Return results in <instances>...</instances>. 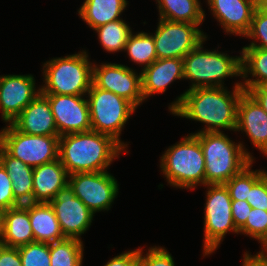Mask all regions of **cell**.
Wrapping results in <instances>:
<instances>
[{"label":"cell","mask_w":267,"mask_h":266,"mask_svg":"<svg viewBox=\"0 0 267 266\" xmlns=\"http://www.w3.org/2000/svg\"><path fill=\"white\" fill-rule=\"evenodd\" d=\"M233 87V92L224 87L186 90L169 105L170 113L204 123L206 128L197 133L235 131L238 102L245 90L242 82Z\"/></svg>","instance_id":"obj_1"},{"label":"cell","mask_w":267,"mask_h":266,"mask_svg":"<svg viewBox=\"0 0 267 266\" xmlns=\"http://www.w3.org/2000/svg\"><path fill=\"white\" fill-rule=\"evenodd\" d=\"M3 143H2V140H1V137H0V164H1V155H2V151H3Z\"/></svg>","instance_id":"obj_44"},{"label":"cell","mask_w":267,"mask_h":266,"mask_svg":"<svg viewBox=\"0 0 267 266\" xmlns=\"http://www.w3.org/2000/svg\"><path fill=\"white\" fill-rule=\"evenodd\" d=\"M21 205L13 195L12 181L0 164V210L5 211Z\"/></svg>","instance_id":"obj_36"},{"label":"cell","mask_w":267,"mask_h":266,"mask_svg":"<svg viewBox=\"0 0 267 266\" xmlns=\"http://www.w3.org/2000/svg\"><path fill=\"white\" fill-rule=\"evenodd\" d=\"M232 218L235 224V227L239 230L248 219L252 207L247 201L232 200Z\"/></svg>","instance_id":"obj_37"},{"label":"cell","mask_w":267,"mask_h":266,"mask_svg":"<svg viewBox=\"0 0 267 266\" xmlns=\"http://www.w3.org/2000/svg\"><path fill=\"white\" fill-rule=\"evenodd\" d=\"M159 17L169 21L188 22L201 25L205 11L199 0H156Z\"/></svg>","instance_id":"obj_25"},{"label":"cell","mask_w":267,"mask_h":266,"mask_svg":"<svg viewBox=\"0 0 267 266\" xmlns=\"http://www.w3.org/2000/svg\"><path fill=\"white\" fill-rule=\"evenodd\" d=\"M241 53V78L244 79L242 83L244 90L247 92L251 87L258 85L267 86V50L243 47ZM249 74L256 79L248 78Z\"/></svg>","instance_id":"obj_26"},{"label":"cell","mask_w":267,"mask_h":266,"mask_svg":"<svg viewBox=\"0 0 267 266\" xmlns=\"http://www.w3.org/2000/svg\"><path fill=\"white\" fill-rule=\"evenodd\" d=\"M41 92L35 78L29 75L0 76V109L2 120L11 123Z\"/></svg>","instance_id":"obj_15"},{"label":"cell","mask_w":267,"mask_h":266,"mask_svg":"<svg viewBox=\"0 0 267 266\" xmlns=\"http://www.w3.org/2000/svg\"><path fill=\"white\" fill-rule=\"evenodd\" d=\"M42 94L86 95L91 88L93 63L87 51L53 58L43 64Z\"/></svg>","instance_id":"obj_4"},{"label":"cell","mask_w":267,"mask_h":266,"mask_svg":"<svg viewBox=\"0 0 267 266\" xmlns=\"http://www.w3.org/2000/svg\"><path fill=\"white\" fill-rule=\"evenodd\" d=\"M87 94L91 130L113 137L126 148L128 145L121 142L120 134L136 108L126 99L93 83Z\"/></svg>","instance_id":"obj_7"},{"label":"cell","mask_w":267,"mask_h":266,"mask_svg":"<svg viewBox=\"0 0 267 266\" xmlns=\"http://www.w3.org/2000/svg\"><path fill=\"white\" fill-rule=\"evenodd\" d=\"M104 266H139L138 249L113 257Z\"/></svg>","instance_id":"obj_38"},{"label":"cell","mask_w":267,"mask_h":266,"mask_svg":"<svg viewBox=\"0 0 267 266\" xmlns=\"http://www.w3.org/2000/svg\"><path fill=\"white\" fill-rule=\"evenodd\" d=\"M184 79L183 59H157L141 70L142 94L146 98L166 91L175 80Z\"/></svg>","instance_id":"obj_19"},{"label":"cell","mask_w":267,"mask_h":266,"mask_svg":"<svg viewBox=\"0 0 267 266\" xmlns=\"http://www.w3.org/2000/svg\"><path fill=\"white\" fill-rule=\"evenodd\" d=\"M43 95L49 100L59 136L91 130L89 104L85 95Z\"/></svg>","instance_id":"obj_14"},{"label":"cell","mask_w":267,"mask_h":266,"mask_svg":"<svg viewBox=\"0 0 267 266\" xmlns=\"http://www.w3.org/2000/svg\"><path fill=\"white\" fill-rule=\"evenodd\" d=\"M68 184L93 214L108 211L118 195V183L108 171L85 172L69 175Z\"/></svg>","instance_id":"obj_11"},{"label":"cell","mask_w":267,"mask_h":266,"mask_svg":"<svg viewBox=\"0 0 267 266\" xmlns=\"http://www.w3.org/2000/svg\"><path fill=\"white\" fill-rule=\"evenodd\" d=\"M69 174L60 159L33 169V202L50 203L56 193L68 184Z\"/></svg>","instance_id":"obj_20"},{"label":"cell","mask_w":267,"mask_h":266,"mask_svg":"<svg viewBox=\"0 0 267 266\" xmlns=\"http://www.w3.org/2000/svg\"><path fill=\"white\" fill-rule=\"evenodd\" d=\"M2 229H3V211L0 210V245L2 239Z\"/></svg>","instance_id":"obj_43"},{"label":"cell","mask_w":267,"mask_h":266,"mask_svg":"<svg viewBox=\"0 0 267 266\" xmlns=\"http://www.w3.org/2000/svg\"><path fill=\"white\" fill-rule=\"evenodd\" d=\"M127 51L129 58L136 64L144 65L146 68L157 60L155 42L153 35L146 32H132L125 45L124 52Z\"/></svg>","instance_id":"obj_28"},{"label":"cell","mask_w":267,"mask_h":266,"mask_svg":"<svg viewBox=\"0 0 267 266\" xmlns=\"http://www.w3.org/2000/svg\"><path fill=\"white\" fill-rule=\"evenodd\" d=\"M239 233L259 241L262 244V251L259 252H263L267 248V211L252 208Z\"/></svg>","instance_id":"obj_31"},{"label":"cell","mask_w":267,"mask_h":266,"mask_svg":"<svg viewBox=\"0 0 267 266\" xmlns=\"http://www.w3.org/2000/svg\"><path fill=\"white\" fill-rule=\"evenodd\" d=\"M252 164L253 161L224 184L232 200L246 201L252 185L266 172L260 169L252 170Z\"/></svg>","instance_id":"obj_30"},{"label":"cell","mask_w":267,"mask_h":266,"mask_svg":"<svg viewBox=\"0 0 267 266\" xmlns=\"http://www.w3.org/2000/svg\"><path fill=\"white\" fill-rule=\"evenodd\" d=\"M256 1V7L267 9V0H255Z\"/></svg>","instance_id":"obj_42"},{"label":"cell","mask_w":267,"mask_h":266,"mask_svg":"<svg viewBox=\"0 0 267 266\" xmlns=\"http://www.w3.org/2000/svg\"><path fill=\"white\" fill-rule=\"evenodd\" d=\"M202 41L183 58L184 79L191 80L190 88L225 87L227 77L242 76L241 54L230 57L217 50L203 49Z\"/></svg>","instance_id":"obj_6"},{"label":"cell","mask_w":267,"mask_h":266,"mask_svg":"<svg viewBox=\"0 0 267 266\" xmlns=\"http://www.w3.org/2000/svg\"><path fill=\"white\" fill-rule=\"evenodd\" d=\"M246 201L252 208L267 211V171L252 185Z\"/></svg>","instance_id":"obj_35"},{"label":"cell","mask_w":267,"mask_h":266,"mask_svg":"<svg viewBox=\"0 0 267 266\" xmlns=\"http://www.w3.org/2000/svg\"><path fill=\"white\" fill-rule=\"evenodd\" d=\"M22 266H51L48 243L32 242L18 247Z\"/></svg>","instance_id":"obj_32"},{"label":"cell","mask_w":267,"mask_h":266,"mask_svg":"<svg viewBox=\"0 0 267 266\" xmlns=\"http://www.w3.org/2000/svg\"><path fill=\"white\" fill-rule=\"evenodd\" d=\"M98 33V38L107 52L124 51L132 29L123 20H115L94 29Z\"/></svg>","instance_id":"obj_29"},{"label":"cell","mask_w":267,"mask_h":266,"mask_svg":"<svg viewBox=\"0 0 267 266\" xmlns=\"http://www.w3.org/2000/svg\"><path fill=\"white\" fill-rule=\"evenodd\" d=\"M1 165L7 171L13 188V195L20 204L33 202V169L20 159L11 156L4 148Z\"/></svg>","instance_id":"obj_23"},{"label":"cell","mask_w":267,"mask_h":266,"mask_svg":"<svg viewBox=\"0 0 267 266\" xmlns=\"http://www.w3.org/2000/svg\"><path fill=\"white\" fill-rule=\"evenodd\" d=\"M245 132L253 146L267 156V113L246 91L240 96L235 131Z\"/></svg>","instance_id":"obj_16"},{"label":"cell","mask_w":267,"mask_h":266,"mask_svg":"<svg viewBox=\"0 0 267 266\" xmlns=\"http://www.w3.org/2000/svg\"><path fill=\"white\" fill-rule=\"evenodd\" d=\"M34 242L54 243L66 238L50 203H28Z\"/></svg>","instance_id":"obj_22"},{"label":"cell","mask_w":267,"mask_h":266,"mask_svg":"<svg viewBox=\"0 0 267 266\" xmlns=\"http://www.w3.org/2000/svg\"><path fill=\"white\" fill-rule=\"evenodd\" d=\"M0 266H22L18 248L0 245Z\"/></svg>","instance_id":"obj_39"},{"label":"cell","mask_w":267,"mask_h":266,"mask_svg":"<svg viewBox=\"0 0 267 266\" xmlns=\"http://www.w3.org/2000/svg\"><path fill=\"white\" fill-rule=\"evenodd\" d=\"M83 242L76 238H64L49 244L51 266H82Z\"/></svg>","instance_id":"obj_27"},{"label":"cell","mask_w":267,"mask_h":266,"mask_svg":"<svg viewBox=\"0 0 267 266\" xmlns=\"http://www.w3.org/2000/svg\"><path fill=\"white\" fill-rule=\"evenodd\" d=\"M128 4L127 0H85L78 10L79 16L93 30L121 19Z\"/></svg>","instance_id":"obj_24"},{"label":"cell","mask_w":267,"mask_h":266,"mask_svg":"<svg viewBox=\"0 0 267 266\" xmlns=\"http://www.w3.org/2000/svg\"><path fill=\"white\" fill-rule=\"evenodd\" d=\"M34 242L28 203L3 211L1 245L18 248Z\"/></svg>","instance_id":"obj_21"},{"label":"cell","mask_w":267,"mask_h":266,"mask_svg":"<svg viewBox=\"0 0 267 266\" xmlns=\"http://www.w3.org/2000/svg\"><path fill=\"white\" fill-rule=\"evenodd\" d=\"M11 124L29 135L59 136L49 100L41 92Z\"/></svg>","instance_id":"obj_18"},{"label":"cell","mask_w":267,"mask_h":266,"mask_svg":"<svg viewBox=\"0 0 267 266\" xmlns=\"http://www.w3.org/2000/svg\"><path fill=\"white\" fill-rule=\"evenodd\" d=\"M0 131L4 149L28 166L39 165L58 159L59 137L29 135L17 130L11 123Z\"/></svg>","instance_id":"obj_9"},{"label":"cell","mask_w":267,"mask_h":266,"mask_svg":"<svg viewBox=\"0 0 267 266\" xmlns=\"http://www.w3.org/2000/svg\"><path fill=\"white\" fill-rule=\"evenodd\" d=\"M244 37L253 39L250 45L244 47H256L267 50V9L256 7L249 31ZM256 41H260L259 44Z\"/></svg>","instance_id":"obj_33"},{"label":"cell","mask_w":267,"mask_h":266,"mask_svg":"<svg viewBox=\"0 0 267 266\" xmlns=\"http://www.w3.org/2000/svg\"><path fill=\"white\" fill-rule=\"evenodd\" d=\"M50 205L55 212L63 235L66 238L81 240V235L91 226L94 214L75 196L69 184L56 193Z\"/></svg>","instance_id":"obj_13"},{"label":"cell","mask_w":267,"mask_h":266,"mask_svg":"<svg viewBox=\"0 0 267 266\" xmlns=\"http://www.w3.org/2000/svg\"><path fill=\"white\" fill-rule=\"evenodd\" d=\"M267 113V86H253L247 91Z\"/></svg>","instance_id":"obj_40"},{"label":"cell","mask_w":267,"mask_h":266,"mask_svg":"<svg viewBox=\"0 0 267 266\" xmlns=\"http://www.w3.org/2000/svg\"><path fill=\"white\" fill-rule=\"evenodd\" d=\"M191 134L199 139L204 154L205 185L225 184L254 161L243 143L233 142L225 133Z\"/></svg>","instance_id":"obj_3"},{"label":"cell","mask_w":267,"mask_h":266,"mask_svg":"<svg viewBox=\"0 0 267 266\" xmlns=\"http://www.w3.org/2000/svg\"><path fill=\"white\" fill-rule=\"evenodd\" d=\"M168 184L181 189L205 186V160L199 139L189 134L168 147L160 159Z\"/></svg>","instance_id":"obj_5"},{"label":"cell","mask_w":267,"mask_h":266,"mask_svg":"<svg viewBox=\"0 0 267 266\" xmlns=\"http://www.w3.org/2000/svg\"><path fill=\"white\" fill-rule=\"evenodd\" d=\"M214 17L226 33L243 36L249 31L255 0H207Z\"/></svg>","instance_id":"obj_17"},{"label":"cell","mask_w":267,"mask_h":266,"mask_svg":"<svg viewBox=\"0 0 267 266\" xmlns=\"http://www.w3.org/2000/svg\"><path fill=\"white\" fill-rule=\"evenodd\" d=\"M242 266H267V256L262 252L251 255L245 252Z\"/></svg>","instance_id":"obj_41"},{"label":"cell","mask_w":267,"mask_h":266,"mask_svg":"<svg viewBox=\"0 0 267 266\" xmlns=\"http://www.w3.org/2000/svg\"><path fill=\"white\" fill-rule=\"evenodd\" d=\"M206 203L204 209V256L217 250L230 231L239 233L232 218V199L224 184L205 185Z\"/></svg>","instance_id":"obj_8"},{"label":"cell","mask_w":267,"mask_h":266,"mask_svg":"<svg viewBox=\"0 0 267 266\" xmlns=\"http://www.w3.org/2000/svg\"><path fill=\"white\" fill-rule=\"evenodd\" d=\"M262 253L267 256V248Z\"/></svg>","instance_id":"obj_45"},{"label":"cell","mask_w":267,"mask_h":266,"mask_svg":"<svg viewBox=\"0 0 267 266\" xmlns=\"http://www.w3.org/2000/svg\"><path fill=\"white\" fill-rule=\"evenodd\" d=\"M124 150L113 137L89 130L60 136L58 158L69 175L101 172Z\"/></svg>","instance_id":"obj_2"},{"label":"cell","mask_w":267,"mask_h":266,"mask_svg":"<svg viewBox=\"0 0 267 266\" xmlns=\"http://www.w3.org/2000/svg\"><path fill=\"white\" fill-rule=\"evenodd\" d=\"M198 28L197 24L160 18L155 34H152L157 59H183L202 41H206V35Z\"/></svg>","instance_id":"obj_10"},{"label":"cell","mask_w":267,"mask_h":266,"mask_svg":"<svg viewBox=\"0 0 267 266\" xmlns=\"http://www.w3.org/2000/svg\"><path fill=\"white\" fill-rule=\"evenodd\" d=\"M142 248H138L139 266H175L171 254L163 247L153 246L143 255Z\"/></svg>","instance_id":"obj_34"},{"label":"cell","mask_w":267,"mask_h":266,"mask_svg":"<svg viewBox=\"0 0 267 266\" xmlns=\"http://www.w3.org/2000/svg\"><path fill=\"white\" fill-rule=\"evenodd\" d=\"M92 83L129 101L135 108L143 103L141 73L116 63H93Z\"/></svg>","instance_id":"obj_12"}]
</instances>
